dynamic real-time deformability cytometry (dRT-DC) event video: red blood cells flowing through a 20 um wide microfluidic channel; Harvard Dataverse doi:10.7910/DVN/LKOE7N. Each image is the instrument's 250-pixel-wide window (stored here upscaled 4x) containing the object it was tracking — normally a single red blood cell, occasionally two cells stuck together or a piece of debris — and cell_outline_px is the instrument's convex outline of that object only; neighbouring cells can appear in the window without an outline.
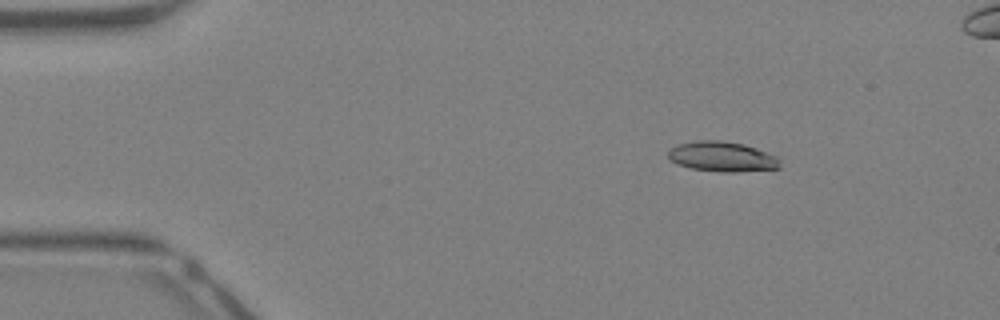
{"species": "Egyptian fruit bat (a non-hibernating species)", "species_latin": "Rousettus aegyptiacus", "temperature_condition": "warm", "stored_images_in_passage": 30, "camera_frame_rate_fps": 3000, "um_per_image_px": 0.085, "animal": {"sex": "female"}, "frame": {"image": 1, "passage_image": 4, "time_ms": 1.0, "image_size_px": [1000, 320], "cell_outline_px": [[772, 168], [700, 168], [688, 164], [696, 144], [732, 144], [748, 148], [756, 152]], "centroid_in_image_um": [61.7, 13.36], "position_along_channel_um": 23.3, "area_um2": 11.39}}
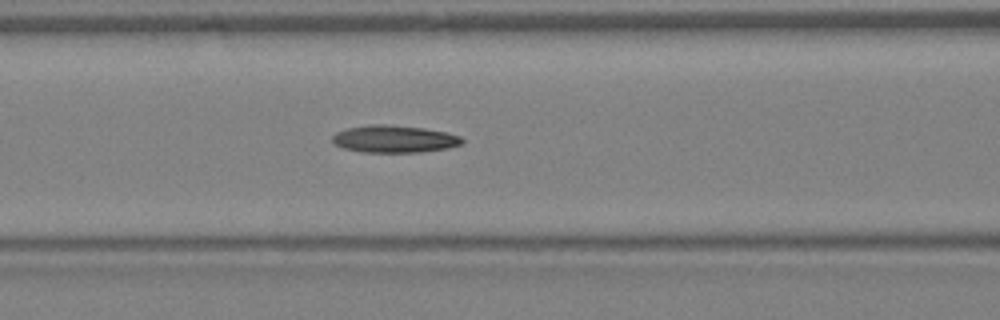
{"frame": {"image": 2, "passage_image": 16, "time_ms": 5.0, "image_size_px": [1000, 320], "cell_outline_px": [[460, 140], [452, 144], [432, 148], [356, 148], [344, 144], [372, 128], [404, 128], [432, 132], [448, 136]], "centroid_in_image_um": [34.0, 11.82], "position_along_channel_um": 132.6, "area_um2": 12.37}}
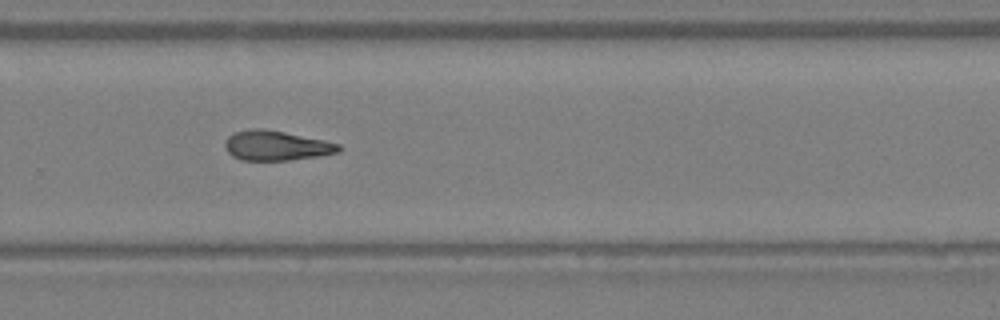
{"frame": {"image": 3, "passage_image": 27, "time_ms": 8.667, "image_size_px": [1000, 320], "cell_outline_px": [[336, 148], [328, 152], [268, 160], [260, 160], [240, 156], [236, 152], [260, 132], [276, 132], [328, 144]], "centroid_in_image_um": [23.87, 12.48], "position_along_channel_um": 305.9, "area_um2": 12.66}}